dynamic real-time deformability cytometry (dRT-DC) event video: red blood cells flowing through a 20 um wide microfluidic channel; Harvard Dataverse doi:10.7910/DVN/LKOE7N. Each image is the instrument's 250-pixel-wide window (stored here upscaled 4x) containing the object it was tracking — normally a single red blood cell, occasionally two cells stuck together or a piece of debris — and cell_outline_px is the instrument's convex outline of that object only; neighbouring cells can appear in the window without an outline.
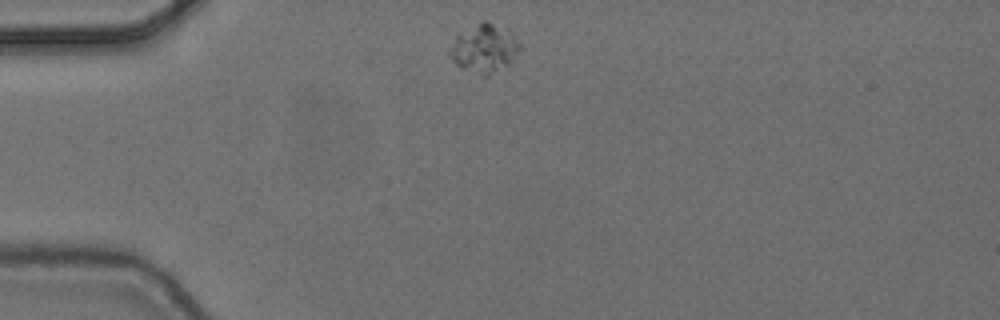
{"species": "common noctule bat (a hibernating species)", "species_latin": "Nyctalus noctula", "temperature_condition": "cold", "stored_images_in_passage": 3, "camera_frame_rate_fps": 3000, "um_per_image_px": 0.085, "animal": {"sex": "female", "body_mass_g": 24.6, "forearm_length_mm": 56.2}, "frame": {"image": 1, "passage_image": 1, "time_ms": 0.0, "image_size_px": [1000, 320], "cell_outline_px": [[520, 48], [508, 64], [488, 76], [480, 76], [460, 68], [448, 56], [448, 52], [456, 36], [484, 20], [492, 24], [512, 36], [520, 44]], "centroid_in_image_um": [41.08, 4.19], "position_along_channel_um": 43.9, "area_um2": 19.02}}
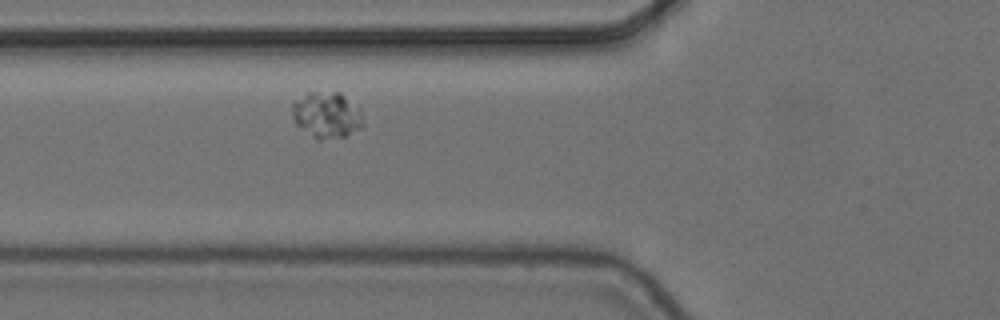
{"frame": {"image": 2, "passage_image": 3, "time_ms": 0.667, "image_size_px": [1000, 320], "cell_outline_px": [[364, 128], [344, 136], [320, 140], [316, 140], [296, 124], [292, 116], [292, 104], [296, 100], [308, 92], [340, 92], [360, 108], [364, 124]], "centroid_in_image_um": [27.8, 9.78], "position_along_channel_um": 98.0, "area_um2": 19.25}}